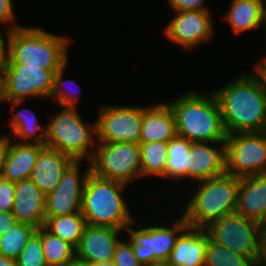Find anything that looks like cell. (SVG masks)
Listing matches in <instances>:
<instances>
[{
    "label": "cell",
    "mask_w": 266,
    "mask_h": 266,
    "mask_svg": "<svg viewBox=\"0 0 266 266\" xmlns=\"http://www.w3.org/2000/svg\"><path fill=\"white\" fill-rule=\"evenodd\" d=\"M206 246V230L188 226L177 238L164 266H204Z\"/></svg>",
    "instance_id": "cell-22"
},
{
    "label": "cell",
    "mask_w": 266,
    "mask_h": 266,
    "mask_svg": "<svg viewBox=\"0 0 266 266\" xmlns=\"http://www.w3.org/2000/svg\"><path fill=\"white\" fill-rule=\"evenodd\" d=\"M3 33L6 34L7 32H3V28L1 29L0 27V62H4V59H5V38L6 36H3L4 35Z\"/></svg>",
    "instance_id": "cell-40"
},
{
    "label": "cell",
    "mask_w": 266,
    "mask_h": 266,
    "mask_svg": "<svg viewBox=\"0 0 266 266\" xmlns=\"http://www.w3.org/2000/svg\"><path fill=\"white\" fill-rule=\"evenodd\" d=\"M15 199V183L0 177V212H11Z\"/></svg>",
    "instance_id": "cell-35"
},
{
    "label": "cell",
    "mask_w": 266,
    "mask_h": 266,
    "mask_svg": "<svg viewBox=\"0 0 266 266\" xmlns=\"http://www.w3.org/2000/svg\"><path fill=\"white\" fill-rule=\"evenodd\" d=\"M204 229L212 241L261 266L262 228L259 223L233 212Z\"/></svg>",
    "instance_id": "cell-8"
},
{
    "label": "cell",
    "mask_w": 266,
    "mask_h": 266,
    "mask_svg": "<svg viewBox=\"0 0 266 266\" xmlns=\"http://www.w3.org/2000/svg\"><path fill=\"white\" fill-rule=\"evenodd\" d=\"M46 195L29 178L15 183V199L12 214L17 222L35 228L45 226Z\"/></svg>",
    "instance_id": "cell-18"
},
{
    "label": "cell",
    "mask_w": 266,
    "mask_h": 266,
    "mask_svg": "<svg viewBox=\"0 0 266 266\" xmlns=\"http://www.w3.org/2000/svg\"><path fill=\"white\" fill-rule=\"evenodd\" d=\"M239 178L225 173L196 183L186 198L182 217L189 227L204 229L211 222L235 212ZM188 199V200H187Z\"/></svg>",
    "instance_id": "cell-5"
},
{
    "label": "cell",
    "mask_w": 266,
    "mask_h": 266,
    "mask_svg": "<svg viewBox=\"0 0 266 266\" xmlns=\"http://www.w3.org/2000/svg\"><path fill=\"white\" fill-rule=\"evenodd\" d=\"M262 228V253L261 256H266V227Z\"/></svg>",
    "instance_id": "cell-42"
},
{
    "label": "cell",
    "mask_w": 266,
    "mask_h": 266,
    "mask_svg": "<svg viewBox=\"0 0 266 266\" xmlns=\"http://www.w3.org/2000/svg\"><path fill=\"white\" fill-rule=\"evenodd\" d=\"M96 117L97 142L139 143L144 105H100Z\"/></svg>",
    "instance_id": "cell-12"
},
{
    "label": "cell",
    "mask_w": 266,
    "mask_h": 266,
    "mask_svg": "<svg viewBox=\"0 0 266 266\" xmlns=\"http://www.w3.org/2000/svg\"><path fill=\"white\" fill-rule=\"evenodd\" d=\"M14 9L15 8L13 0H0V25L2 26L5 24V26H3L5 27L3 28L5 29V32L12 31L18 27L23 26V24H17L15 17L16 13Z\"/></svg>",
    "instance_id": "cell-34"
},
{
    "label": "cell",
    "mask_w": 266,
    "mask_h": 266,
    "mask_svg": "<svg viewBox=\"0 0 266 266\" xmlns=\"http://www.w3.org/2000/svg\"><path fill=\"white\" fill-rule=\"evenodd\" d=\"M74 159L58 150L44 147L36 160L30 179L45 194L51 193Z\"/></svg>",
    "instance_id": "cell-21"
},
{
    "label": "cell",
    "mask_w": 266,
    "mask_h": 266,
    "mask_svg": "<svg viewBox=\"0 0 266 266\" xmlns=\"http://www.w3.org/2000/svg\"><path fill=\"white\" fill-rule=\"evenodd\" d=\"M260 225H261V227H266V215L263 219V222Z\"/></svg>",
    "instance_id": "cell-47"
},
{
    "label": "cell",
    "mask_w": 266,
    "mask_h": 266,
    "mask_svg": "<svg viewBox=\"0 0 266 266\" xmlns=\"http://www.w3.org/2000/svg\"><path fill=\"white\" fill-rule=\"evenodd\" d=\"M175 217L169 226L160 222L142 227L138 220L128 226V239L133 244L136 259L143 266H164L169 259L177 238L188 227L181 214Z\"/></svg>",
    "instance_id": "cell-7"
},
{
    "label": "cell",
    "mask_w": 266,
    "mask_h": 266,
    "mask_svg": "<svg viewBox=\"0 0 266 266\" xmlns=\"http://www.w3.org/2000/svg\"><path fill=\"white\" fill-rule=\"evenodd\" d=\"M90 165L94 175L129 185L142 177L139 143L97 142Z\"/></svg>",
    "instance_id": "cell-9"
},
{
    "label": "cell",
    "mask_w": 266,
    "mask_h": 266,
    "mask_svg": "<svg viewBox=\"0 0 266 266\" xmlns=\"http://www.w3.org/2000/svg\"><path fill=\"white\" fill-rule=\"evenodd\" d=\"M3 103H9V105H12V118L10 116V120H8V122L10 121L9 134H5L4 136L19 143L46 144L47 124L44 126L39 125V118L35 114V111L23 106L21 107L25 101H11ZM19 108L22 109L20 110ZM12 110H14V112Z\"/></svg>",
    "instance_id": "cell-23"
},
{
    "label": "cell",
    "mask_w": 266,
    "mask_h": 266,
    "mask_svg": "<svg viewBox=\"0 0 266 266\" xmlns=\"http://www.w3.org/2000/svg\"><path fill=\"white\" fill-rule=\"evenodd\" d=\"M221 88L213 89L227 135L266 131V89L253 70L241 72Z\"/></svg>",
    "instance_id": "cell-1"
},
{
    "label": "cell",
    "mask_w": 266,
    "mask_h": 266,
    "mask_svg": "<svg viewBox=\"0 0 266 266\" xmlns=\"http://www.w3.org/2000/svg\"><path fill=\"white\" fill-rule=\"evenodd\" d=\"M0 266H17L16 260L6 258L5 256L0 255Z\"/></svg>",
    "instance_id": "cell-41"
},
{
    "label": "cell",
    "mask_w": 266,
    "mask_h": 266,
    "mask_svg": "<svg viewBox=\"0 0 266 266\" xmlns=\"http://www.w3.org/2000/svg\"><path fill=\"white\" fill-rule=\"evenodd\" d=\"M69 64V61L64 64L61 68L58 69V71L54 74V82H53V90L50 96V99L57 102L59 106L61 107H70V108H78V102L80 97V85L76 86L79 92H75L74 88L73 90L68 89V84L72 85L77 84L75 80L70 79H64V74L66 72L67 65ZM67 81V82H66ZM77 90V91H78ZM77 95H76V94Z\"/></svg>",
    "instance_id": "cell-31"
},
{
    "label": "cell",
    "mask_w": 266,
    "mask_h": 266,
    "mask_svg": "<svg viewBox=\"0 0 266 266\" xmlns=\"http://www.w3.org/2000/svg\"><path fill=\"white\" fill-rule=\"evenodd\" d=\"M213 11H182L173 12L175 15L165 25L163 34L174 45L185 51L194 50L202 43L213 38L215 23Z\"/></svg>",
    "instance_id": "cell-14"
},
{
    "label": "cell",
    "mask_w": 266,
    "mask_h": 266,
    "mask_svg": "<svg viewBox=\"0 0 266 266\" xmlns=\"http://www.w3.org/2000/svg\"><path fill=\"white\" fill-rule=\"evenodd\" d=\"M256 64V65H255ZM255 72L262 78L265 89H266V56L262 55L260 61L254 63Z\"/></svg>",
    "instance_id": "cell-38"
},
{
    "label": "cell",
    "mask_w": 266,
    "mask_h": 266,
    "mask_svg": "<svg viewBox=\"0 0 266 266\" xmlns=\"http://www.w3.org/2000/svg\"><path fill=\"white\" fill-rule=\"evenodd\" d=\"M70 39L37 26L18 27L6 33L4 64L58 70L69 60Z\"/></svg>",
    "instance_id": "cell-2"
},
{
    "label": "cell",
    "mask_w": 266,
    "mask_h": 266,
    "mask_svg": "<svg viewBox=\"0 0 266 266\" xmlns=\"http://www.w3.org/2000/svg\"><path fill=\"white\" fill-rule=\"evenodd\" d=\"M236 213L259 224L266 215V174L239 178Z\"/></svg>",
    "instance_id": "cell-20"
},
{
    "label": "cell",
    "mask_w": 266,
    "mask_h": 266,
    "mask_svg": "<svg viewBox=\"0 0 266 266\" xmlns=\"http://www.w3.org/2000/svg\"><path fill=\"white\" fill-rule=\"evenodd\" d=\"M37 228L16 222L9 231L0 235V255L16 260Z\"/></svg>",
    "instance_id": "cell-29"
},
{
    "label": "cell",
    "mask_w": 266,
    "mask_h": 266,
    "mask_svg": "<svg viewBox=\"0 0 266 266\" xmlns=\"http://www.w3.org/2000/svg\"><path fill=\"white\" fill-rule=\"evenodd\" d=\"M142 178L161 177L165 179L168 142L139 143Z\"/></svg>",
    "instance_id": "cell-26"
},
{
    "label": "cell",
    "mask_w": 266,
    "mask_h": 266,
    "mask_svg": "<svg viewBox=\"0 0 266 266\" xmlns=\"http://www.w3.org/2000/svg\"><path fill=\"white\" fill-rule=\"evenodd\" d=\"M4 146H5V136L0 140V177L2 176L1 166H2V154Z\"/></svg>",
    "instance_id": "cell-43"
},
{
    "label": "cell",
    "mask_w": 266,
    "mask_h": 266,
    "mask_svg": "<svg viewBox=\"0 0 266 266\" xmlns=\"http://www.w3.org/2000/svg\"><path fill=\"white\" fill-rule=\"evenodd\" d=\"M16 222L12 212H0V235L9 231Z\"/></svg>",
    "instance_id": "cell-37"
},
{
    "label": "cell",
    "mask_w": 266,
    "mask_h": 266,
    "mask_svg": "<svg viewBox=\"0 0 266 266\" xmlns=\"http://www.w3.org/2000/svg\"><path fill=\"white\" fill-rule=\"evenodd\" d=\"M207 92L200 94L187 89L168 102L175 115L177 136L192 143L226 142L218 101L212 90Z\"/></svg>",
    "instance_id": "cell-3"
},
{
    "label": "cell",
    "mask_w": 266,
    "mask_h": 266,
    "mask_svg": "<svg viewBox=\"0 0 266 266\" xmlns=\"http://www.w3.org/2000/svg\"><path fill=\"white\" fill-rule=\"evenodd\" d=\"M260 2H262L263 4L266 3V0H258Z\"/></svg>",
    "instance_id": "cell-48"
},
{
    "label": "cell",
    "mask_w": 266,
    "mask_h": 266,
    "mask_svg": "<svg viewBox=\"0 0 266 266\" xmlns=\"http://www.w3.org/2000/svg\"><path fill=\"white\" fill-rule=\"evenodd\" d=\"M44 147L45 145L38 143H19L5 136L2 177L14 183L29 179Z\"/></svg>",
    "instance_id": "cell-16"
},
{
    "label": "cell",
    "mask_w": 266,
    "mask_h": 266,
    "mask_svg": "<svg viewBox=\"0 0 266 266\" xmlns=\"http://www.w3.org/2000/svg\"><path fill=\"white\" fill-rule=\"evenodd\" d=\"M41 241L48 266H62L76 256V248L41 227Z\"/></svg>",
    "instance_id": "cell-28"
},
{
    "label": "cell",
    "mask_w": 266,
    "mask_h": 266,
    "mask_svg": "<svg viewBox=\"0 0 266 266\" xmlns=\"http://www.w3.org/2000/svg\"><path fill=\"white\" fill-rule=\"evenodd\" d=\"M204 266H257L251 259L212 241L207 234Z\"/></svg>",
    "instance_id": "cell-30"
},
{
    "label": "cell",
    "mask_w": 266,
    "mask_h": 266,
    "mask_svg": "<svg viewBox=\"0 0 266 266\" xmlns=\"http://www.w3.org/2000/svg\"><path fill=\"white\" fill-rule=\"evenodd\" d=\"M3 137H4V134H2V135L0 134V140H1Z\"/></svg>",
    "instance_id": "cell-49"
},
{
    "label": "cell",
    "mask_w": 266,
    "mask_h": 266,
    "mask_svg": "<svg viewBox=\"0 0 266 266\" xmlns=\"http://www.w3.org/2000/svg\"><path fill=\"white\" fill-rule=\"evenodd\" d=\"M59 109L47 123L45 146L74 160L90 161L97 145L96 120L86 123L78 108L60 106Z\"/></svg>",
    "instance_id": "cell-6"
},
{
    "label": "cell",
    "mask_w": 266,
    "mask_h": 266,
    "mask_svg": "<svg viewBox=\"0 0 266 266\" xmlns=\"http://www.w3.org/2000/svg\"><path fill=\"white\" fill-rule=\"evenodd\" d=\"M221 17L235 35L259 30L263 23V3L258 0H232Z\"/></svg>",
    "instance_id": "cell-24"
},
{
    "label": "cell",
    "mask_w": 266,
    "mask_h": 266,
    "mask_svg": "<svg viewBox=\"0 0 266 266\" xmlns=\"http://www.w3.org/2000/svg\"><path fill=\"white\" fill-rule=\"evenodd\" d=\"M86 225L81 213H73L49 218L44 227L53 235L67 241L76 248Z\"/></svg>",
    "instance_id": "cell-27"
},
{
    "label": "cell",
    "mask_w": 266,
    "mask_h": 266,
    "mask_svg": "<svg viewBox=\"0 0 266 266\" xmlns=\"http://www.w3.org/2000/svg\"><path fill=\"white\" fill-rule=\"evenodd\" d=\"M191 145V141L177 135L168 142V158L166 160L165 170L166 180H187V174L190 172L192 166Z\"/></svg>",
    "instance_id": "cell-25"
},
{
    "label": "cell",
    "mask_w": 266,
    "mask_h": 266,
    "mask_svg": "<svg viewBox=\"0 0 266 266\" xmlns=\"http://www.w3.org/2000/svg\"><path fill=\"white\" fill-rule=\"evenodd\" d=\"M176 135V119L168 101L144 105L139 143L169 142Z\"/></svg>",
    "instance_id": "cell-19"
},
{
    "label": "cell",
    "mask_w": 266,
    "mask_h": 266,
    "mask_svg": "<svg viewBox=\"0 0 266 266\" xmlns=\"http://www.w3.org/2000/svg\"><path fill=\"white\" fill-rule=\"evenodd\" d=\"M206 0H167L169 7L173 12H182V11H210L209 6H206Z\"/></svg>",
    "instance_id": "cell-36"
},
{
    "label": "cell",
    "mask_w": 266,
    "mask_h": 266,
    "mask_svg": "<svg viewBox=\"0 0 266 266\" xmlns=\"http://www.w3.org/2000/svg\"><path fill=\"white\" fill-rule=\"evenodd\" d=\"M262 27L265 28V34H266V3H264V5H263V23H262Z\"/></svg>",
    "instance_id": "cell-46"
},
{
    "label": "cell",
    "mask_w": 266,
    "mask_h": 266,
    "mask_svg": "<svg viewBox=\"0 0 266 266\" xmlns=\"http://www.w3.org/2000/svg\"><path fill=\"white\" fill-rule=\"evenodd\" d=\"M115 266H143L135 257L133 244L128 240H120L113 256Z\"/></svg>",
    "instance_id": "cell-33"
},
{
    "label": "cell",
    "mask_w": 266,
    "mask_h": 266,
    "mask_svg": "<svg viewBox=\"0 0 266 266\" xmlns=\"http://www.w3.org/2000/svg\"><path fill=\"white\" fill-rule=\"evenodd\" d=\"M127 187L124 183L103 179L91 172L82 195L81 214L86 224L126 231L137 220L123 196Z\"/></svg>",
    "instance_id": "cell-4"
},
{
    "label": "cell",
    "mask_w": 266,
    "mask_h": 266,
    "mask_svg": "<svg viewBox=\"0 0 266 266\" xmlns=\"http://www.w3.org/2000/svg\"><path fill=\"white\" fill-rule=\"evenodd\" d=\"M83 160H74L64 171L55 189L46 195L45 218L81 213L82 195L91 173L90 161L86 170H80ZM82 173H81V172Z\"/></svg>",
    "instance_id": "cell-13"
},
{
    "label": "cell",
    "mask_w": 266,
    "mask_h": 266,
    "mask_svg": "<svg viewBox=\"0 0 266 266\" xmlns=\"http://www.w3.org/2000/svg\"><path fill=\"white\" fill-rule=\"evenodd\" d=\"M58 70H45L26 64H3L2 102L27 101L30 98H50L54 74Z\"/></svg>",
    "instance_id": "cell-11"
},
{
    "label": "cell",
    "mask_w": 266,
    "mask_h": 266,
    "mask_svg": "<svg viewBox=\"0 0 266 266\" xmlns=\"http://www.w3.org/2000/svg\"><path fill=\"white\" fill-rule=\"evenodd\" d=\"M91 266H115V264L113 263V261H108V262H95V263H91Z\"/></svg>",
    "instance_id": "cell-45"
},
{
    "label": "cell",
    "mask_w": 266,
    "mask_h": 266,
    "mask_svg": "<svg viewBox=\"0 0 266 266\" xmlns=\"http://www.w3.org/2000/svg\"><path fill=\"white\" fill-rule=\"evenodd\" d=\"M190 152L192 166L187 182L198 183L226 173L225 142L192 143Z\"/></svg>",
    "instance_id": "cell-17"
},
{
    "label": "cell",
    "mask_w": 266,
    "mask_h": 266,
    "mask_svg": "<svg viewBox=\"0 0 266 266\" xmlns=\"http://www.w3.org/2000/svg\"><path fill=\"white\" fill-rule=\"evenodd\" d=\"M62 266H91V263L75 256L71 261Z\"/></svg>",
    "instance_id": "cell-39"
},
{
    "label": "cell",
    "mask_w": 266,
    "mask_h": 266,
    "mask_svg": "<svg viewBox=\"0 0 266 266\" xmlns=\"http://www.w3.org/2000/svg\"><path fill=\"white\" fill-rule=\"evenodd\" d=\"M3 64L4 62H0V99L3 91Z\"/></svg>",
    "instance_id": "cell-44"
},
{
    "label": "cell",
    "mask_w": 266,
    "mask_h": 266,
    "mask_svg": "<svg viewBox=\"0 0 266 266\" xmlns=\"http://www.w3.org/2000/svg\"><path fill=\"white\" fill-rule=\"evenodd\" d=\"M17 266H48L45 260L42 241L41 227L31 236L16 259Z\"/></svg>",
    "instance_id": "cell-32"
},
{
    "label": "cell",
    "mask_w": 266,
    "mask_h": 266,
    "mask_svg": "<svg viewBox=\"0 0 266 266\" xmlns=\"http://www.w3.org/2000/svg\"><path fill=\"white\" fill-rule=\"evenodd\" d=\"M226 173L237 178L266 174V131L227 135Z\"/></svg>",
    "instance_id": "cell-10"
},
{
    "label": "cell",
    "mask_w": 266,
    "mask_h": 266,
    "mask_svg": "<svg viewBox=\"0 0 266 266\" xmlns=\"http://www.w3.org/2000/svg\"><path fill=\"white\" fill-rule=\"evenodd\" d=\"M121 231L112 227L86 225L76 247V257L89 263L113 261L119 236L124 234Z\"/></svg>",
    "instance_id": "cell-15"
}]
</instances>
